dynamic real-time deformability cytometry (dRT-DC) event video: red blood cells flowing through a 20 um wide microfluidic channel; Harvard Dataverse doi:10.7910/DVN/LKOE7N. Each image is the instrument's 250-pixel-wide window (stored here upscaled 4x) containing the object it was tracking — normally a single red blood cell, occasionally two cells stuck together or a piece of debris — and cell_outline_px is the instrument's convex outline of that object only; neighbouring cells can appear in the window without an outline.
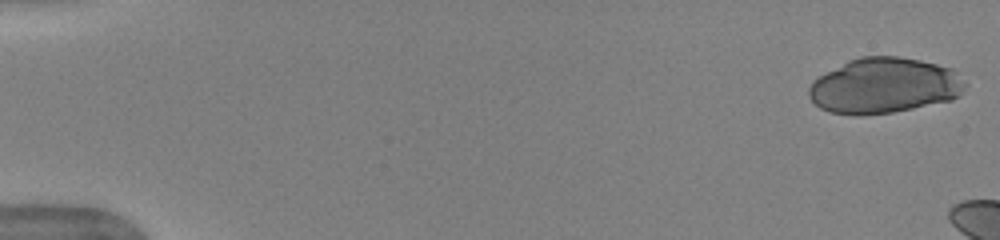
{"species": "human", "species_latin": "Homo sapiens", "temperature_condition": "warm", "stored_images_in_passage": 9, "camera_frame_rate_fps": 3000, "um_per_image_px": 0.085, "donor": {"sex": "female"}, "frame": {"image": 1, "passage_image": 1, "time_ms": 0.0, "image_size_px": [1000, 240], "cell_outline_px": [[968, 84], [960, 96], [952, 100], [892, 112], [856, 116], [828, 112], [820, 108], [808, 96], [808, 88], [812, 80], [848, 60], [860, 56], [900, 56], [920, 60], [952, 68]], "centroid_in_image_um": [75.15, 7.28], "position_along_channel_um": 9.8, "area_um2": 50.92}}